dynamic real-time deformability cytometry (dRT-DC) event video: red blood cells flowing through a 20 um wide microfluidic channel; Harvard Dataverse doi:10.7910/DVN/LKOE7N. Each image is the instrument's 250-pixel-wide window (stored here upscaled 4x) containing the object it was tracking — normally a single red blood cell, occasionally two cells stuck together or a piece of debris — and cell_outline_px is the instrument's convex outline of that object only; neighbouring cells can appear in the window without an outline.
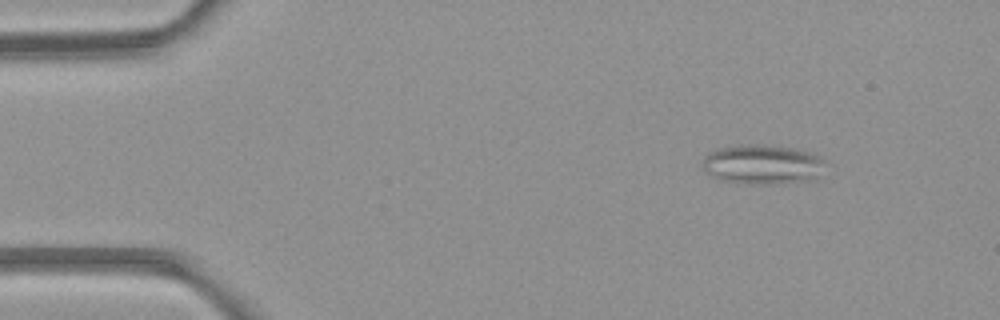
{"species": "common noctule bat (a hibernating species)", "species_latin": "Nyctalus noctula", "temperature_condition": "room temperature", "stored_images_in_passage": 4, "camera_frame_rate_fps": 3000, "um_per_image_px": 0.085, "animal": {"sex": "female", "body_mass_g": 21.9}, "frame": {"image": 1, "passage_image": 1, "time_ms": 0.0, "image_size_px": [1000, 320], "cell_outline_px": [[832, 164], [816, 180], [768, 184], [744, 184], [724, 180], [708, 172], [700, 164], [704, 156], [708, 152], [716, 148], [736, 144], [760, 144], [792, 148], [812, 152], [828, 160]], "centroid_in_image_um": [64.93, 13.96], "position_along_channel_um": 20.1, "area_um2": 29.3}}